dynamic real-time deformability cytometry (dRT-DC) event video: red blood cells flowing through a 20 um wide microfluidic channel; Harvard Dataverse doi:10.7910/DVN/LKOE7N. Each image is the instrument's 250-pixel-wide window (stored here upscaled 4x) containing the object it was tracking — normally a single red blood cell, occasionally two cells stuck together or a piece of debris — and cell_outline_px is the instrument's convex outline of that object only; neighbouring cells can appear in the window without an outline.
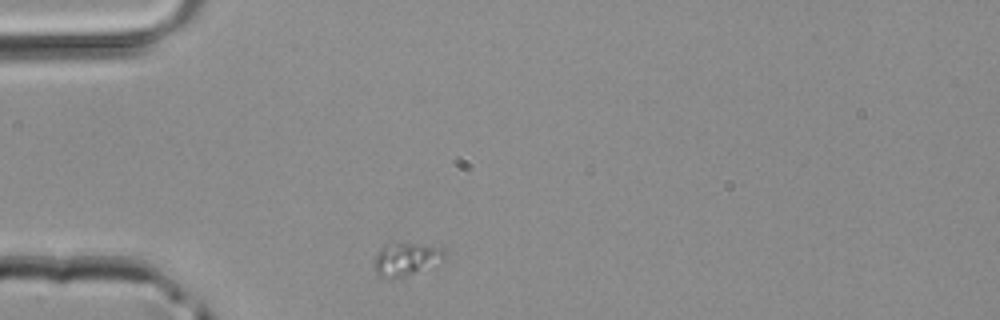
{"species": "common noctule bat (a hibernating species)", "species_latin": "Nyctalus noctula", "temperature_condition": "room temperature", "stored_images_in_passage": 5, "segment_of_instrument_passage": [2, 2], "camera_frame_rate_fps": 3000, "um_per_image_px": 0.085, "animal": {"sex": "male", "body_mass_g": 20.4}, "frame": {"image": 1, "passage_image": 5, "time_ms": 1.333, "image_size_px": [1000, 320], "cell_outline_px": [[444, 260], [400, 280], [380, 276], [376, 272], [376, 256], [380, 248], [384, 244], [444, 244]], "centroid_in_image_um": [34.6, 22.03], "position_along_channel_um": 50.4, "area_um2": 13.76}}